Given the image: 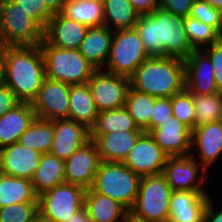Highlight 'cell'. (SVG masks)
Instances as JSON below:
<instances>
[{
  "label": "cell",
  "instance_id": "cell-1",
  "mask_svg": "<svg viewBox=\"0 0 222 222\" xmlns=\"http://www.w3.org/2000/svg\"><path fill=\"white\" fill-rule=\"evenodd\" d=\"M150 56L176 57L185 60L195 50L187 38L184 17L162 8L139 15L135 25Z\"/></svg>",
  "mask_w": 222,
  "mask_h": 222
},
{
  "label": "cell",
  "instance_id": "cell-2",
  "mask_svg": "<svg viewBox=\"0 0 222 222\" xmlns=\"http://www.w3.org/2000/svg\"><path fill=\"white\" fill-rule=\"evenodd\" d=\"M5 84L22 103H31L46 78L39 45L4 46Z\"/></svg>",
  "mask_w": 222,
  "mask_h": 222
},
{
  "label": "cell",
  "instance_id": "cell-3",
  "mask_svg": "<svg viewBox=\"0 0 222 222\" xmlns=\"http://www.w3.org/2000/svg\"><path fill=\"white\" fill-rule=\"evenodd\" d=\"M185 62L167 56H151L130 77V87L156 98L172 97L185 89Z\"/></svg>",
  "mask_w": 222,
  "mask_h": 222
},
{
  "label": "cell",
  "instance_id": "cell-4",
  "mask_svg": "<svg viewBox=\"0 0 222 222\" xmlns=\"http://www.w3.org/2000/svg\"><path fill=\"white\" fill-rule=\"evenodd\" d=\"M47 78L68 85L87 84L96 68L78 49H65L50 45L45 39L39 45Z\"/></svg>",
  "mask_w": 222,
  "mask_h": 222
},
{
  "label": "cell",
  "instance_id": "cell-5",
  "mask_svg": "<svg viewBox=\"0 0 222 222\" xmlns=\"http://www.w3.org/2000/svg\"><path fill=\"white\" fill-rule=\"evenodd\" d=\"M173 190L160 174L141 177L138 196L129 216L145 222H164L169 218Z\"/></svg>",
  "mask_w": 222,
  "mask_h": 222
},
{
  "label": "cell",
  "instance_id": "cell-6",
  "mask_svg": "<svg viewBox=\"0 0 222 222\" xmlns=\"http://www.w3.org/2000/svg\"><path fill=\"white\" fill-rule=\"evenodd\" d=\"M140 179L124 163L101 161L91 188L130 210L138 196Z\"/></svg>",
  "mask_w": 222,
  "mask_h": 222
},
{
  "label": "cell",
  "instance_id": "cell-7",
  "mask_svg": "<svg viewBox=\"0 0 222 222\" xmlns=\"http://www.w3.org/2000/svg\"><path fill=\"white\" fill-rule=\"evenodd\" d=\"M45 27L16 2L0 6L1 46L40 45Z\"/></svg>",
  "mask_w": 222,
  "mask_h": 222
},
{
  "label": "cell",
  "instance_id": "cell-8",
  "mask_svg": "<svg viewBox=\"0 0 222 222\" xmlns=\"http://www.w3.org/2000/svg\"><path fill=\"white\" fill-rule=\"evenodd\" d=\"M149 57L135 28L116 30L103 69L130 78Z\"/></svg>",
  "mask_w": 222,
  "mask_h": 222
},
{
  "label": "cell",
  "instance_id": "cell-9",
  "mask_svg": "<svg viewBox=\"0 0 222 222\" xmlns=\"http://www.w3.org/2000/svg\"><path fill=\"white\" fill-rule=\"evenodd\" d=\"M85 188L62 183L38 196L39 214L51 222H64L84 206Z\"/></svg>",
  "mask_w": 222,
  "mask_h": 222
},
{
  "label": "cell",
  "instance_id": "cell-10",
  "mask_svg": "<svg viewBox=\"0 0 222 222\" xmlns=\"http://www.w3.org/2000/svg\"><path fill=\"white\" fill-rule=\"evenodd\" d=\"M98 112L120 109L125 106L130 78L96 69L87 83Z\"/></svg>",
  "mask_w": 222,
  "mask_h": 222
},
{
  "label": "cell",
  "instance_id": "cell-11",
  "mask_svg": "<svg viewBox=\"0 0 222 222\" xmlns=\"http://www.w3.org/2000/svg\"><path fill=\"white\" fill-rule=\"evenodd\" d=\"M193 154L168 156L166 159L162 175L173 191H206L202 185L208 177L206 173L208 170L197 161ZM199 171H202L201 180L197 179Z\"/></svg>",
  "mask_w": 222,
  "mask_h": 222
},
{
  "label": "cell",
  "instance_id": "cell-12",
  "mask_svg": "<svg viewBox=\"0 0 222 222\" xmlns=\"http://www.w3.org/2000/svg\"><path fill=\"white\" fill-rule=\"evenodd\" d=\"M70 85L45 78L32 107L36 117L43 120L69 118Z\"/></svg>",
  "mask_w": 222,
  "mask_h": 222
},
{
  "label": "cell",
  "instance_id": "cell-13",
  "mask_svg": "<svg viewBox=\"0 0 222 222\" xmlns=\"http://www.w3.org/2000/svg\"><path fill=\"white\" fill-rule=\"evenodd\" d=\"M168 155L149 133H143L127 154L124 163L140 177L160 175Z\"/></svg>",
  "mask_w": 222,
  "mask_h": 222
},
{
  "label": "cell",
  "instance_id": "cell-14",
  "mask_svg": "<svg viewBox=\"0 0 222 222\" xmlns=\"http://www.w3.org/2000/svg\"><path fill=\"white\" fill-rule=\"evenodd\" d=\"M100 163L96 144L90 139L65 160V182L91 188Z\"/></svg>",
  "mask_w": 222,
  "mask_h": 222
},
{
  "label": "cell",
  "instance_id": "cell-15",
  "mask_svg": "<svg viewBox=\"0 0 222 222\" xmlns=\"http://www.w3.org/2000/svg\"><path fill=\"white\" fill-rule=\"evenodd\" d=\"M42 153L16 142L0 149L1 173L31 180Z\"/></svg>",
  "mask_w": 222,
  "mask_h": 222
},
{
  "label": "cell",
  "instance_id": "cell-16",
  "mask_svg": "<svg viewBox=\"0 0 222 222\" xmlns=\"http://www.w3.org/2000/svg\"><path fill=\"white\" fill-rule=\"evenodd\" d=\"M185 62V88L192 95L218 92L210 58L201 50H194Z\"/></svg>",
  "mask_w": 222,
  "mask_h": 222
},
{
  "label": "cell",
  "instance_id": "cell-17",
  "mask_svg": "<svg viewBox=\"0 0 222 222\" xmlns=\"http://www.w3.org/2000/svg\"><path fill=\"white\" fill-rule=\"evenodd\" d=\"M168 156L190 155L192 131L177 118L161 123L149 133Z\"/></svg>",
  "mask_w": 222,
  "mask_h": 222
},
{
  "label": "cell",
  "instance_id": "cell-18",
  "mask_svg": "<svg viewBox=\"0 0 222 222\" xmlns=\"http://www.w3.org/2000/svg\"><path fill=\"white\" fill-rule=\"evenodd\" d=\"M90 140V129L69 119L54 120V140L50 153L67 160L80 146Z\"/></svg>",
  "mask_w": 222,
  "mask_h": 222
},
{
  "label": "cell",
  "instance_id": "cell-19",
  "mask_svg": "<svg viewBox=\"0 0 222 222\" xmlns=\"http://www.w3.org/2000/svg\"><path fill=\"white\" fill-rule=\"evenodd\" d=\"M191 147L200 151V164L207 170L222 154V121L207 122L192 130Z\"/></svg>",
  "mask_w": 222,
  "mask_h": 222
},
{
  "label": "cell",
  "instance_id": "cell-20",
  "mask_svg": "<svg viewBox=\"0 0 222 222\" xmlns=\"http://www.w3.org/2000/svg\"><path fill=\"white\" fill-rule=\"evenodd\" d=\"M88 29V26L57 13L45 27L44 39L59 48L78 49Z\"/></svg>",
  "mask_w": 222,
  "mask_h": 222
},
{
  "label": "cell",
  "instance_id": "cell-21",
  "mask_svg": "<svg viewBox=\"0 0 222 222\" xmlns=\"http://www.w3.org/2000/svg\"><path fill=\"white\" fill-rule=\"evenodd\" d=\"M210 198L207 191H173L169 218L176 222H203Z\"/></svg>",
  "mask_w": 222,
  "mask_h": 222
},
{
  "label": "cell",
  "instance_id": "cell-22",
  "mask_svg": "<svg viewBox=\"0 0 222 222\" xmlns=\"http://www.w3.org/2000/svg\"><path fill=\"white\" fill-rule=\"evenodd\" d=\"M144 131L111 132L108 134H90L96 144L100 160L122 163Z\"/></svg>",
  "mask_w": 222,
  "mask_h": 222
},
{
  "label": "cell",
  "instance_id": "cell-23",
  "mask_svg": "<svg viewBox=\"0 0 222 222\" xmlns=\"http://www.w3.org/2000/svg\"><path fill=\"white\" fill-rule=\"evenodd\" d=\"M36 118L31 103H20L0 117V149L18 142Z\"/></svg>",
  "mask_w": 222,
  "mask_h": 222
},
{
  "label": "cell",
  "instance_id": "cell-24",
  "mask_svg": "<svg viewBox=\"0 0 222 222\" xmlns=\"http://www.w3.org/2000/svg\"><path fill=\"white\" fill-rule=\"evenodd\" d=\"M114 31L105 25L89 27L78 50L96 68L103 69L108 60Z\"/></svg>",
  "mask_w": 222,
  "mask_h": 222
},
{
  "label": "cell",
  "instance_id": "cell-25",
  "mask_svg": "<svg viewBox=\"0 0 222 222\" xmlns=\"http://www.w3.org/2000/svg\"><path fill=\"white\" fill-rule=\"evenodd\" d=\"M84 206L92 222H124L129 216V210L125 206L92 188L85 190Z\"/></svg>",
  "mask_w": 222,
  "mask_h": 222
},
{
  "label": "cell",
  "instance_id": "cell-26",
  "mask_svg": "<svg viewBox=\"0 0 222 222\" xmlns=\"http://www.w3.org/2000/svg\"><path fill=\"white\" fill-rule=\"evenodd\" d=\"M97 108L88 84L70 85L69 120L91 129L96 122Z\"/></svg>",
  "mask_w": 222,
  "mask_h": 222
},
{
  "label": "cell",
  "instance_id": "cell-27",
  "mask_svg": "<svg viewBox=\"0 0 222 222\" xmlns=\"http://www.w3.org/2000/svg\"><path fill=\"white\" fill-rule=\"evenodd\" d=\"M37 196L65 182V160L51 153H44L32 179Z\"/></svg>",
  "mask_w": 222,
  "mask_h": 222
},
{
  "label": "cell",
  "instance_id": "cell-28",
  "mask_svg": "<svg viewBox=\"0 0 222 222\" xmlns=\"http://www.w3.org/2000/svg\"><path fill=\"white\" fill-rule=\"evenodd\" d=\"M23 202H38L31 180L1 173L0 208Z\"/></svg>",
  "mask_w": 222,
  "mask_h": 222
},
{
  "label": "cell",
  "instance_id": "cell-29",
  "mask_svg": "<svg viewBox=\"0 0 222 222\" xmlns=\"http://www.w3.org/2000/svg\"><path fill=\"white\" fill-rule=\"evenodd\" d=\"M103 11V25L113 31L134 28L140 15L130 0H105Z\"/></svg>",
  "mask_w": 222,
  "mask_h": 222
},
{
  "label": "cell",
  "instance_id": "cell-30",
  "mask_svg": "<svg viewBox=\"0 0 222 222\" xmlns=\"http://www.w3.org/2000/svg\"><path fill=\"white\" fill-rule=\"evenodd\" d=\"M61 14L88 27L102 26L103 4L91 0H67Z\"/></svg>",
  "mask_w": 222,
  "mask_h": 222
},
{
  "label": "cell",
  "instance_id": "cell-31",
  "mask_svg": "<svg viewBox=\"0 0 222 222\" xmlns=\"http://www.w3.org/2000/svg\"><path fill=\"white\" fill-rule=\"evenodd\" d=\"M143 131L139 129L133 117L125 107L115 110L98 112L95 125L90 129V134H108L111 132Z\"/></svg>",
  "mask_w": 222,
  "mask_h": 222
},
{
  "label": "cell",
  "instance_id": "cell-32",
  "mask_svg": "<svg viewBox=\"0 0 222 222\" xmlns=\"http://www.w3.org/2000/svg\"><path fill=\"white\" fill-rule=\"evenodd\" d=\"M54 140V121L35 118L18 143L42 154L50 153Z\"/></svg>",
  "mask_w": 222,
  "mask_h": 222
},
{
  "label": "cell",
  "instance_id": "cell-33",
  "mask_svg": "<svg viewBox=\"0 0 222 222\" xmlns=\"http://www.w3.org/2000/svg\"><path fill=\"white\" fill-rule=\"evenodd\" d=\"M157 98L129 88L125 101V109L133 117L139 129L149 133V124L155 100Z\"/></svg>",
  "mask_w": 222,
  "mask_h": 222
},
{
  "label": "cell",
  "instance_id": "cell-34",
  "mask_svg": "<svg viewBox=\"0 0 222 222\" xmlns=\"http://www.w3.org/2000/svg\"><path fill=\"white\" fill-rule=\"evenodd\" d=\"M187 38L195 50H201L222 39L221 33L213 26L206 25L190 16L184 17ZM202 46V47H201Z\"/></svg>",
  "mask_w": 222,
  "mask_h": 222
},
{
  "label": "cell",
  "instance_id": "cell-35",
  "mask_svg": "<svg viewBox=\"0 0 222 222\" xmlns=\"http://www.w3.org/2000/svg\"><path fill=\"white\" fill-rule=\"evenodd\" d=\"M196 126L219 121L222 116V92L210 95H193Z\"/></svg>",
  "mask_w": 222,
  "mask_h": 222
},
{
  "label": "cell",
  "instance_id": "cell-36",
  "mask_svg": "<svg viewBox=\"0 0 222 222\" xmlns=\"http://www.w3.org/2000/svg\"><path fill=\"white\" fill-rule=\"evenodd\" d=\"M173 116L191 131L196 127L193 95L185 88L171 97Z\"/></svg>",
  "mask_w": 222,
  "mask_h": 222
},
{
  "label": "cell",
  "instance_id": "cell-37",
  "mask_svg": "<svg viewBox=\"0 0 222 222\" xmlns=\"http://www.w3.org/2000/svg\"><path fill=\"white\" fill-rule=\"evenodd\" d=\"M38 213V202L15 203L0 208V222H31Z\"/></svg>",
  "mask_w": 222,
  "mask_h": 222
},
{
  "label": "cell",
  "instance_id": "cell-38",
  "mask_svg": "<svg viewBox=\"0 0 222 222\" xmlns=\"http://www.w3.org/2000/svg\"><path fill=\"white\" fill-rule=\"evenodd\" d=\"M190 17L198 19L206 25L215 27L222 33V11L214 8L203 0H195Z\"/></svg>",
  "mask_w": 222,
  "mask_h": 222
},
{
  "label": "cell",
  "instance_id": "cell-39",
  "mask_svg": "<svg viewBox=\"0 0 222 222\" xmlns=\"http://www.w3.org/2000/svg\"><path fill=\"white\" fill-rule=\"evenodd\" d=\"M14 2L26 12H29L44 27L48 25L49 20L54 16L42 0H15Z\"/></svg>",
  "mask_w": 222,
  "mask_h": 222
},
{
  "label": "cell",
  "instance_id": "cell-40",
  "mask_svg": "<svg viewBox=\"0 0 222 222\" xmlns=\"http://www.w3.org/2000/svg\"><path fill=\"white\" fill-rule=\"evenodd\" d=\"M173 116L171 97L157 98L154 103L151 121L149 124V133L160 126Z\"/></svg>",
  "mask_w": 222,
  "mask_h": 222
},
{
  "label": "cell",
  "instance_id": "cell-41",
  "mask_svg": "<svg viewBox=\"0 0 222 222\" xmlns=\"http://www.w3.org/2000/svg\"><path fill=\"white\" fill-rule=\"evenodd\" d=\"M201 50L210 58L217 89L222 92V39Z\"/></svg>",
  "mask_w": 222,
  "mask_h": 222
},
{
  "label": "cell",
  "instance_id": "cell-42",
  "mask_svg": "<svg viewBox=\"0 0 222 222\" xmlns=\"http://www.w3.org/2000/svg\"><path fill=\"white\" fill-rule=\"evenodd\" d=\"M195 0H158V8L165 9L175 15L187 17Z\"/></svg>",
  "mask_w": 222,
  "mask_h": 222
},
{
  "label": "cell",
  "instance_id": "cell-43",
  "mask_svg": "<svg viewBox=\"0 0 222 222\" xmlns=\"http://www.w3.org/2000/svg\"><path fill=\"white\" fill-rule=\"evenodd\" d=\"M20 103L16 95L6 84L0 85V117Z\"/></svg>",
  "mask_w": 222,
  "mask_h": 222
},
{
  "label": "cell",
  "instance_id": "cell-44",
  "mask_svg": "<svg viewBox=\"0 0 222 222\" xmlns=\"http://www.w3.org/2000/svg\"><path fill=\"white\" fill-rule=\"evenodd\" d=\"M134 9L140 14H151L158 8V0H130Z\"/></svg>",
  "mask_w": 222,
  "mask_h": 222
},
{
  "label": "cell",
  "instance_id": "cell-45",
  "mask_svg": "<svg viewBox=\"0 0 222 222\" xmlns=\"http://www.w3.org/2000/svg\"><path fill=\"white\" fill-rule=\"evenodd\" d=\"M212 199L210 198L207 203V207L204 213L203 222H222V210L218 212L214 211Z\"/></svg>",
  "mask_w": 222,
  "mask_h": 222
},
{
  "label": "cell",
  "instance_id": "cell-46",
  "mask_svg": "<svg viewBox=\"0 0 222 222\" xmlns=\"http://www.w3.org/2000/svg\"><path fill=\"white\" fill-rule=\"evenodd\" d=\"M64 222H92L89 212L85 206L77 210L73 215H71Z\"/></svg>",
  "mask_w": 222,
  "mask_h": 222
},
{
  "label": "cell",
  "instance_id": "cell-47",
  "mask_svg": "<svg viewBox=\"0 0 222 222\" xmlns=\"http://www.w3.org/2000/svg\"><path fill=\"white\" fill-rule=\"evenodd\" d=\"M44 1L45 5L47 8L53 13H61L64 4L66 3L67 0H42Z\"/></svg>",
  "mask_w": 222,
  "mask_h": 222
},
{
  "label": "cell",
  "instance_id": "cell-48",
  "mask_svg": "<svg viewBox=\"0 0 222 222\" xmlns=\"http://www.w3.org/2000/svg\"><path fill=\"white\" fill-rule=\"evenodd\" d=\"M5 84L4 46H0V85Z\"/></svg>",
  "mask_w": 222,
  "mask_h": 222
},
{
  "label": "cell",
  "instance_id": "cell-49",
  "mask_svg": "<svg viewBox=\"0 0 222 222\" xmlns=\"http://www.w3.org/2000/svg\"><path fill=\"white\" fill-rule=\"evenodd\" d=\"M209 5H212L214 8L222 11V0H203Z\"/></svg>",
  "mask_w": 222,
  "mask_h": 222
},
{
  "label": "cell",
  "instance_id": "cell-50",
  "mask_svg": "<svg viewBox=\"0 0 222 222\" xmlns=\"http://www.w3.org/2000/svg\"><path fill=\"white\" fill-rule=\"evenodd\" d=\"M31 222H51L48 219L41 216L39 213L38 215L31 221Z\"/></svg>",
  "mask_w": 222,
  "mask_h": 222
},
{
  "label": "cell",
  "instance_id": "cell-51",
  "mask_svg": "<svg viewBox=\"0 0 222 222\" xmlns=\"http://www.w3.org/2000/svg\"><path fill=\"white\" fill-rule=\"evenodd\" d=\"M127 222H145V221H141L136 218H132V217L128 216Z\"/></svg>",
  "mask_w": 222,
  "mask_h": 222
},
{
  "label": "cell",
  "instance_id": "cell-52",
  "mask_svg": "<svg viewBox=\"0 0 222 222\" xmlns=\"http://www.w3.org/2000/svg\"><path fill=\"white\" fill-rule=\"evenodd\" d=\"M15 0H0V6L6 3L14 2Z\"/></svg>",
  "mask_w": 222,
  "mask_h": 222
},
{
  "label": "cell",
  "instance_id": "cell-53",
  "mask_svg": "<svg viewBox=\"0 0 222 222\" xmlns=\"http://www.w3.org/2000/svg\"><path fill=\"white\" fill-rule=\"evenodd\" d=\"M91 1L98 2V3H101V4H104V2H105V0H91Z\"/></svg>",
  "mask_w": 222,
  "mask_h": 222
},
{
  "label": "cell",
  "instance_id": "cell-54",
  "mask_svg": "<svg viewBox=\"0 0 222 222\" xmlns=\"http://www.w3.org/2000/svg\"><path fill=\"white\" fill-rule=\"evenodd\" d=\"M164 222H176V221H174V220L171 219V218H167Z\"/></svg>",
  "mask_w": 222,
  "mask_h": 222
}]
</instances>
